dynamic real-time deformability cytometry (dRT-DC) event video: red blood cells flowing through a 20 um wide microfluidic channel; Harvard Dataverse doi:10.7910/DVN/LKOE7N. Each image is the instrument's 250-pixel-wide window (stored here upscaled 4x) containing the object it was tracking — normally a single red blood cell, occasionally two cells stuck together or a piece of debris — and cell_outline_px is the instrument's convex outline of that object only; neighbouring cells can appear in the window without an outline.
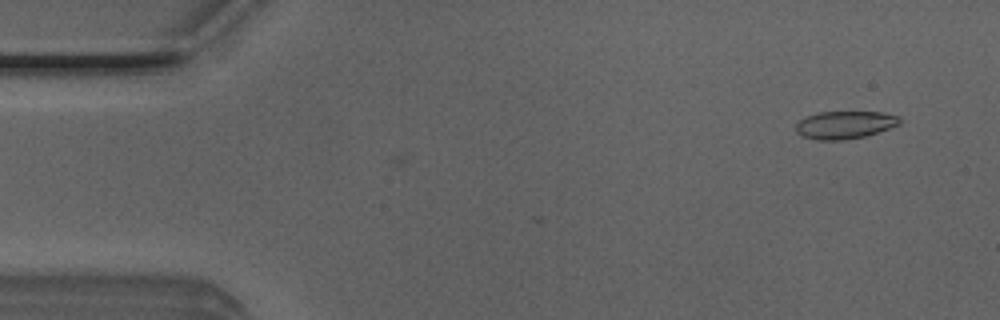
{"species": "Egyptian fruit bat (a non-hibernating species)", "species_latin": "Rousettus aegyptiacus", "temperature_condition": "room temperature", "stored_images_in_passage": 3, "camera_frame_rate_fps": 3000, "um_per_image_px": 0.085, "animal": {"sex": "male"}, "frame": {"image": 1, "passage_image": 1, "time_ms": 0.0, "image_size_px": [1000, 320], "cell_outline_px": [[900, 124], [864, 136], [844, 140], [816, 140], [804, 136], [796, 132], [796, 124], [804, 116], [816, 112], [880, 112], [900, 116]], "centroid_in_image_um": [71.77, 10.6], "position_along_channel_um": 13.2, "area_um2": 16.7}}